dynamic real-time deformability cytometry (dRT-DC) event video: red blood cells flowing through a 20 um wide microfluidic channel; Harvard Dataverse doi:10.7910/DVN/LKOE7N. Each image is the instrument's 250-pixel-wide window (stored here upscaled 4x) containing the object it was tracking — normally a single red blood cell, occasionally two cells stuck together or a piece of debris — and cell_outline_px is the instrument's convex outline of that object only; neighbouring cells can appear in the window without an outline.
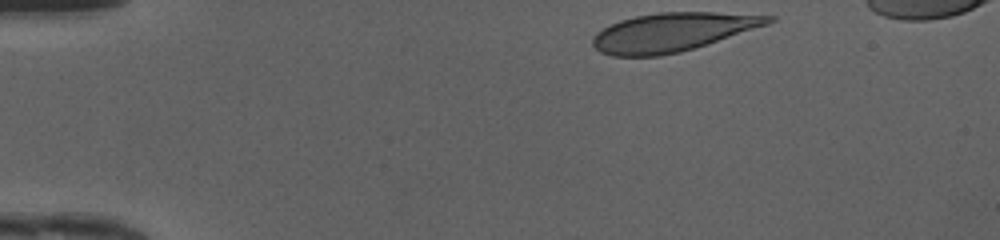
{"species": "human", "species_latin": "Homo sapiens", "temperature_condition": "cold", "stored_images_in_passage": 35, "camera_frame_rate_fps": 3000, "um_per_image_px": 0.085, "donor": {"sex": "female"}, "frame": {"image": 1, "passage_image": 1, "time_ms": 0.0, "image_size_px": [1000, 240], "cell_outline_px": [[776, 20], [768, 24], [680, 52], [660, 56], [612, 56], [600, 52], [592, 44], [592, 36], [596, 32], [620, 20], [636, 16], [660, 12], [716, 12], [776, 16]], "centroid_in_image_um": [57.13, 2.73], "position_along_channel_um": 27.9, "area_um2": 39.19}}
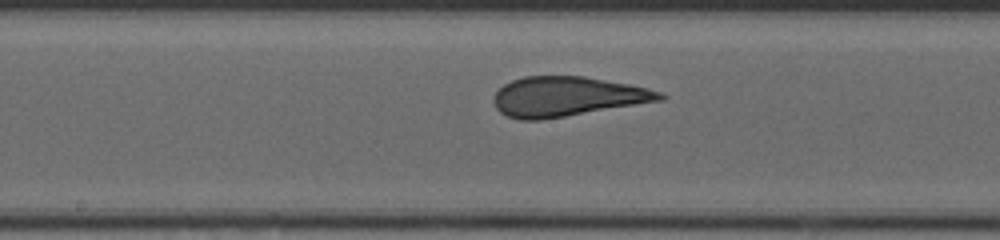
{"frame": {"image": 2, "passage_image": 19, "time_ms": 6.0, "image_size_px": [1000, 240], "cell_outline_px": [[668, 96], [664, 100], [540, 120], [520, 120], [508, 116], [500, 112], [496, 108], [492, 100], [496, 92], [504, 84], [512, 80], [524, 76], [584, 76], [628, 84], [648, 88], [660, 92]], "centroid_in_image_um": [48.2, 8.2], "position_along_channel_um": 200.0, "area_um2": 38.32}}
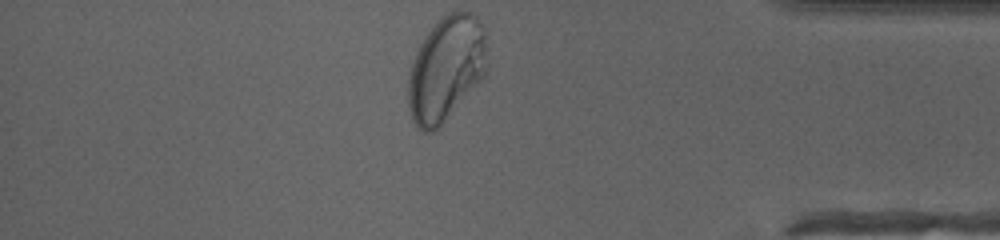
{"frame": {"image": 3, "passage_image": 35, "time_ms": 11.333, "image_size_px": [1000, 240], "cell_outline_px": [[488, 72], [440, 128], [436, 132], [424, 132], [416, 128], [412, 120], [408, 104], [408, 80], [412, 60], [420, 44], [428, 32], [448, 12], [468, 12], [476, 16], [480, 20], [484, 28], [488, 68]], "centroid_in_image_um": [37.93, 5.9], "position_along_channel_um": 397.3, "area_um2": 48.67}, "authors_computed_cell_mechanics": {"area_um2": 39.2462, "velocity_mm_per_s": 4.1751, "shape_relaxation_time_tau1_ms": 7.3372, "shape_relaxation_time_tau2_ms": null, "deformation_change_tau1": 0.2471, "deformation_change_tau2": null}}